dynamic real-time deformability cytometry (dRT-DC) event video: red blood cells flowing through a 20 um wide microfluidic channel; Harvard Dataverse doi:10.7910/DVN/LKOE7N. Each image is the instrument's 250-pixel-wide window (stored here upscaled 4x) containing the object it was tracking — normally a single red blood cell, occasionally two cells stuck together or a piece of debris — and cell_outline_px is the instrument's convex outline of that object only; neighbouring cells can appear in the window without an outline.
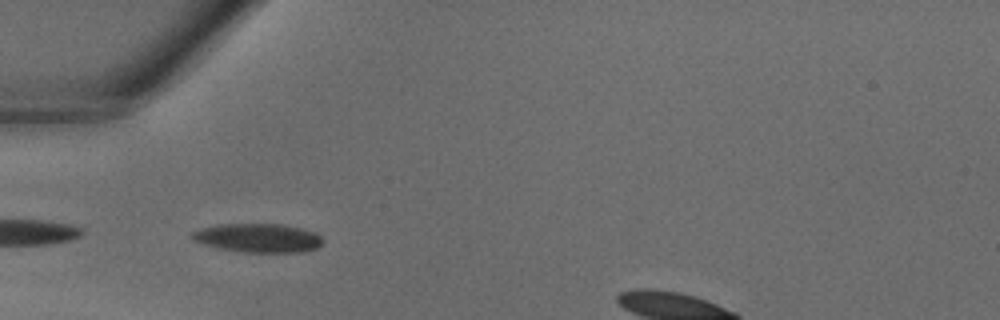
{"species": "common noctule bat (a hibernating species)", "species_latin": "Nyctalus noctula", "temperature_condition": "warm", "stored_images_in_passage": 27, "camera_frame_rate_fps": 3000, "um_per_image_px": 0.085, "animal": {"sex": "male", "body_mass_g": 18.8}, "frame": {"image": 1, "passage_image": 3, "time_ms": 0.667, "image_size_px": [1000, 320], "cell_outline_px": [[324, 240], [316, 248], [304, 252], [240, 252], [216, 248], [192, 240], [188, 236], [192, 232], [200, 228], [220, 224], [280, 224], [300, 228], [316, 232]], "centroid_in_image_um": [21.9, 20.23], "position_along_channel_um": 63.1, "area_um2": 22.14}}
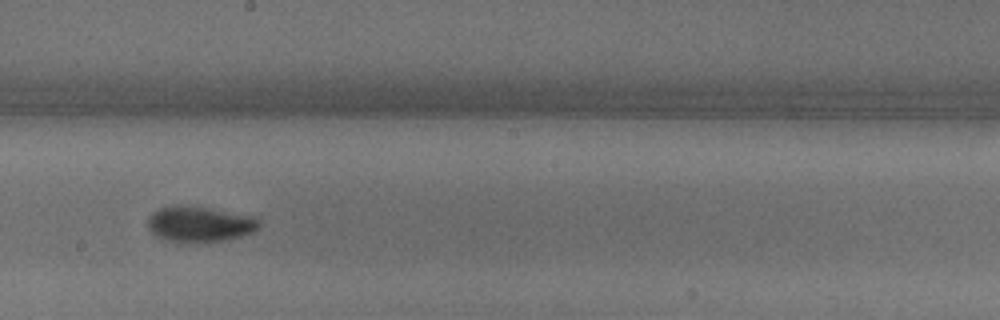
{"frame": {"image": 2, "passage_image": 13, "time_ms": 4.0, "image_size_px": [1000, 320], "cell_outline_px": [[260, 228], [252, 232], [240, 236], [224, 240], [196, 244], [176, 244], [152, 236], [148, 228], [148, 216], [152, 212], [160, 208], [176, 204], [180, 204], [252, 216], [260, 220]], "centroid_in_image_um": [16.88, 19.1], "position_along_channel_um": 231.3, "area_um2": 23.76}}
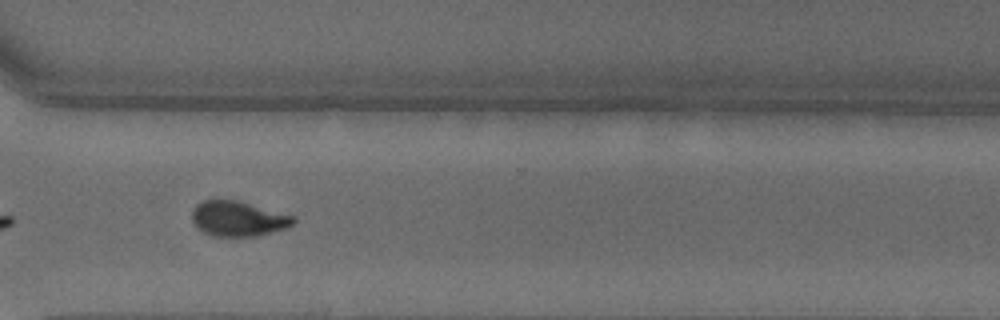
{"frame": {"image": 3, "passage_image": 20, "time_ms": 6.333, "image_size_px": [1000, 320], "cell_outline_px": [[296, 220], [292, 224], [284, 228], [256, 236], [212, 236], [196, 228], [192, 220], [192, 212], [196, 204], [204, 200], [236, 200], [296, 216]], "centroid_in_image_um": [20.21, 18.59], "position_along_channel_um": 350.4, "area_um2": 20.63}}